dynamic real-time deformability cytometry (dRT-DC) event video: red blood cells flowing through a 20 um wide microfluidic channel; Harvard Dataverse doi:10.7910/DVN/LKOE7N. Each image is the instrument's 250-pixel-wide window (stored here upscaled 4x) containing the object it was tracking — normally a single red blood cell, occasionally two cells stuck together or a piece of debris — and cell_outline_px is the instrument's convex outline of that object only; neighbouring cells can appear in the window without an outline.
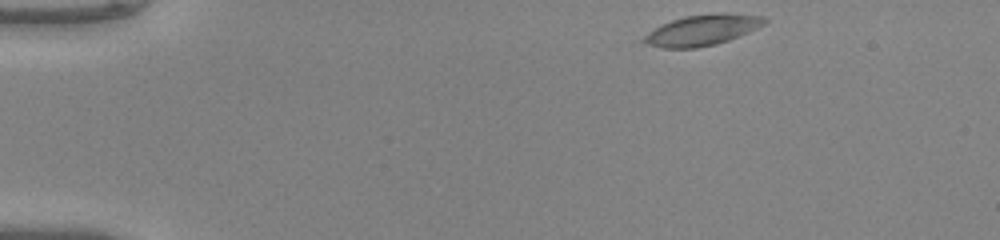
{"species": "common noctule bat (a hibernating species)", "species_latin": "Nyctalus noctula", "temperature_condition": "warm", "stored_images_in_passage": 43, "camera_frame_rate_fps": 3000, "um_per_image_px": 0.085, "animal": {"sex": "male", "body_mass_g": 20.0, "forearm_length_mm": 53.3}, "frame": {"image": 1, "passage_image": 1, "time_ms": 0.0, "image_size_px": [1000, 240], "cell_outline_px": [[768, 20], [764, 24], [748, 32], [728, 40], [716, 44], [696, 48], [664, 48], [644, 44], [640, 40], [648, 32], [672, 20], [684, 16], [764, 16]], "centroid_in_image_um": [59.58, 2.63], "position_along_channel_um": 25.4, "area_um2": 20.4}}
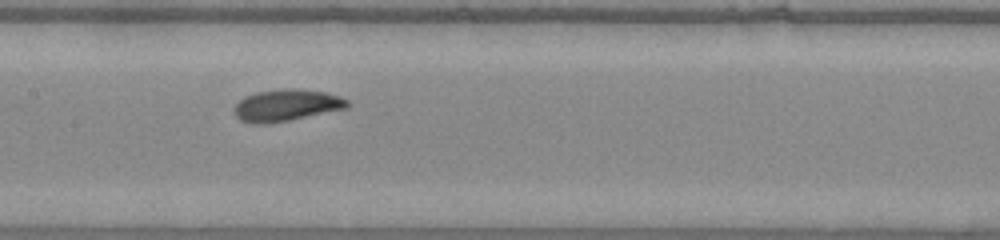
{"frame": {"image": 2, "passage_image": 19, "time_ms": 6.0, "image_size_px": [1000, 240], "cell_outline_px": [[352, 104], [348, 108], [288, 120], [264, 124], [252, 124], [240, 120], [236, 116], [232, 108], [244, 96], [256, 92], [288, 88], [292, 88], [324, 92], [340, 96], [348, 100]], "centroid_in_image_um": [24.34, 8.95], "position_along_channel_um": 183.1, "area_um2": 20.98}}
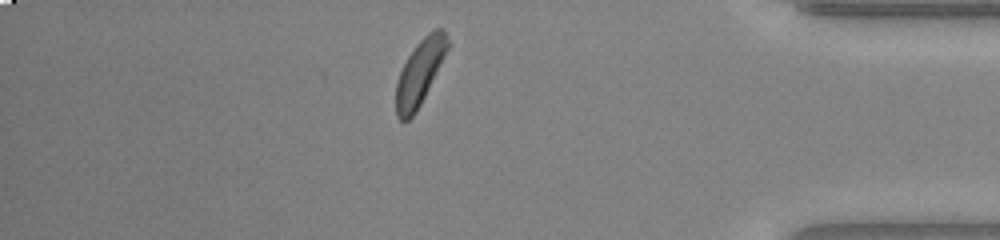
{"frame": {"image": 3, "passage_image": 37, "time_ms": 12.0, "image_size_px": [1000, 240], "cell_outline_px": [[452, 44], [416, 112], [404, 124], [396, 116], [396, 84], [400, 72], [408, 56], [416, 44], [428, 32], [436, 28], [444, 28]], "centroid_in_image_um": [35.72, 6.12], "position_along_channel_um": 399.5, "area_um2": 19.88}, "authors_computed_cell_mechanics": {"area_um2": 20.4034, "velocity_mm_per_s": 4.115, "shape_relaxation_time_tau1_ms": 6.1426, "shape_relaxation_time_tau2_ms": null, "deformation_change_tau1": 0.2243, "deformation_change_tau2": null}}